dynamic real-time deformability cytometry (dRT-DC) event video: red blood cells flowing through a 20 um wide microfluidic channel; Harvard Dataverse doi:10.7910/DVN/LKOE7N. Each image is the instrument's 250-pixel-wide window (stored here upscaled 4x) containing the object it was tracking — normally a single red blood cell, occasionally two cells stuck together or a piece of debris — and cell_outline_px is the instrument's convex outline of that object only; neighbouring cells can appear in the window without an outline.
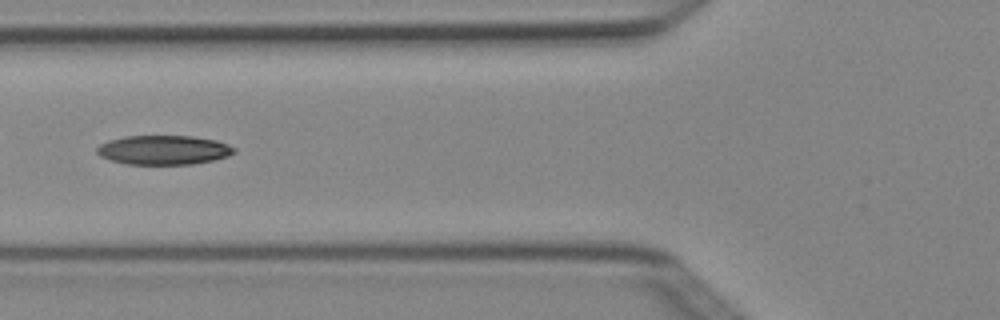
{"species": "Egyptian fruit bat (a non-hibernating species)", "species_latin": "Rousettus aegyptiacus", "temperature_condition": "cold", "stored_images_in_passage": 6, "camera_frame_rate_fps": 3000, "um_per_image_px": 0.085, "animal": {"sex": "female"}, "frame": {"image": 1, "passage_image": 5, "time_ms": 1.333, "image_size_px": [1000, 320], "cell_outline_px": [[236, 152], [228, 156], [212, 160], [192, 164], [124, 164], [100, 156], [96, 152], [96, 148], [100, 144], [108, 140], [124, 136], [192, 136], [216, 140], [228, 144], [236, 148]], "centroid_in_image_um": [13.9, 12.74], "position_along_channel_um": 111.9, "area_um2": 23.47}}
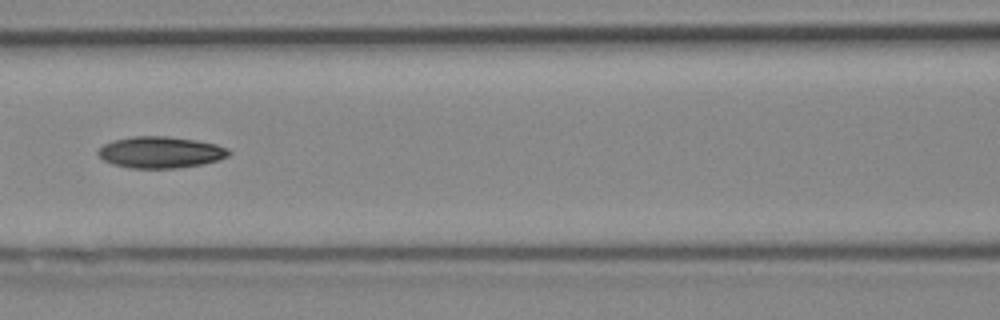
{"frame": {"image": 2, "passage_image": 6, "time_ms": 1.667, "image_size_px": [1000, 320], "cell_outline_px": [[232, 152], [228, 156], [216, 160], [200, 164], [176, 168], [132, 168], [112, 164], [104, 160], [96, 152], [104, 144], [112, 140], [132, 136], [168, 136], [196, 140], [216, 144], [228, 148]], "centroid_in_image_um": [13.63, 12.93], "position_along_channel_um": 153.0, "area_um2": 23.93}}